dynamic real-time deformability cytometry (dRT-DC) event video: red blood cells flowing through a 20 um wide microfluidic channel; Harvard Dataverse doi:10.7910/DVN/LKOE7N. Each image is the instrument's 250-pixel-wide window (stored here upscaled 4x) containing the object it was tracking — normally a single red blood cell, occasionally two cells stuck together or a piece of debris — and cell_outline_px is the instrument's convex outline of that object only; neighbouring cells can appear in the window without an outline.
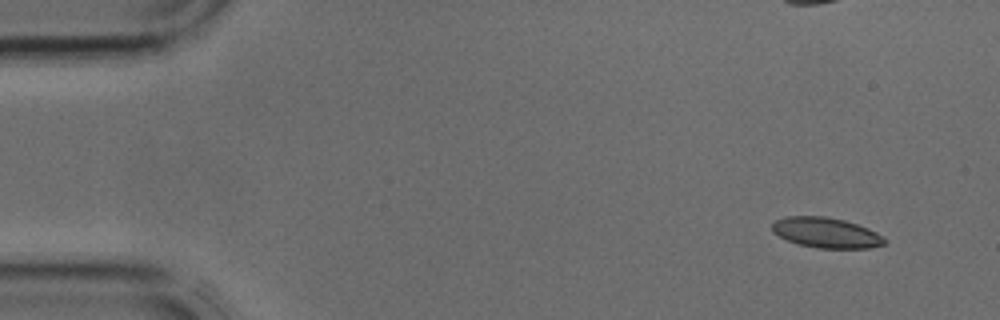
{"species": "common noctule bat (a hibernating species)", "species_latin": "Nyctalus noctula", "temperature_condition": "cold", "stored_images_in_passage": 4, "camera_frame_rate_fps": 3000, "um_per_image_px": 0.085, "animal": {"sex": "male", "body_mass_g": 17.9, "forearm_length_mm": 54.2}, "frame": {"image": 1, "passage_image": 1, "time_ms": 0.0, "image_size_px": [1000, 320], "cell_outline_px": [[888, 244], [868, 248], [816, 248], [796, 244], [772, 232], [772, 224], [776, 220], [788, 216], [824, 216], [844, 220], [868, 228], [884, 236], [888, 240]], "centroid_in_image_um": [70.26, 19.79], "position_along_channel_um": 14.7, "area_um2": 20.0}}